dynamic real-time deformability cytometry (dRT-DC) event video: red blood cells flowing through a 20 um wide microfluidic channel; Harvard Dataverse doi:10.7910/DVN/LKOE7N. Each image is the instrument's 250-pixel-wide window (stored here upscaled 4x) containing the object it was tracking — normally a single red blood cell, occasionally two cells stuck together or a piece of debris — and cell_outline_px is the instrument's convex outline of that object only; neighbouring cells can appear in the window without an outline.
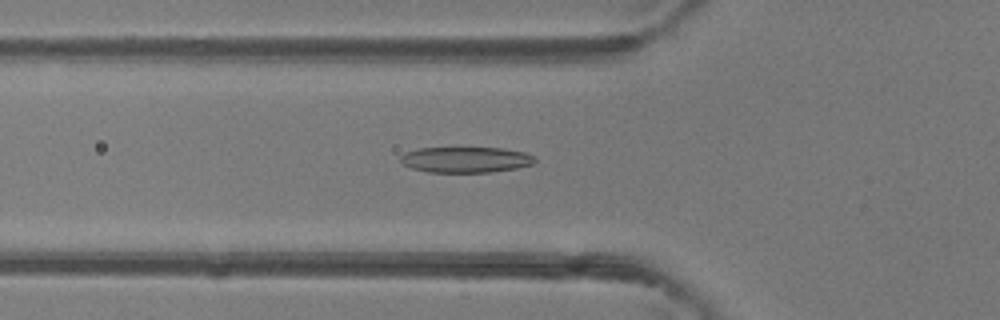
{"species": "common noctule bat (a hibernating species)", "species_latin": "Nyctalus noctula", "temperature_condition": "room temperature", "stored_images_in_passage": 48, "camera_frame_rate_fps": 3000, "um_per_image_px": 0.085, "animal": {"sex": "female"}, "frame": {"image": 1, "passage_image": 17, "time_ms": 5.333, "image_size_px": [1000, 320], "cell_outline_px": [[536, 160], [532, 164], [516, 168], [492, 172], [428, 172], [412, 168], [404, 164], [400, 160], [400, 156], [404, 152], [420, 148], [504, 148], [524, 152], [536, 156]], "centroid_in_image_um": [39.6, 13.57], "position_along_channel_um": 86.2, "area_um2": 20.17}}
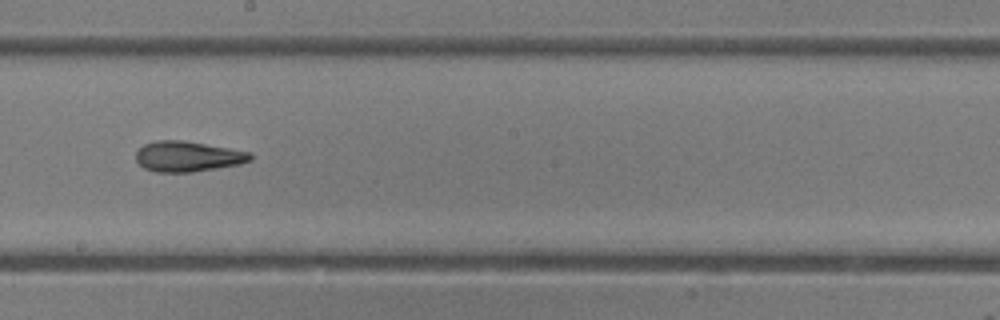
{"frame": {"image": 2, "passage_image": 27, "time_ms": 8.667, "image_size_px": [1000, 320], "cell_outline_px": [[252, 160], [240, 164], [192, 172], [156, 172], [144, 168], [136, 160], [136, 152], [144, 144], [156, 140], [184, 140], [252, 152]], "centroid_in_image_um": [15.97, 13.29], "position_along_channel_um": 232.2, "area_um2": 20.35}}
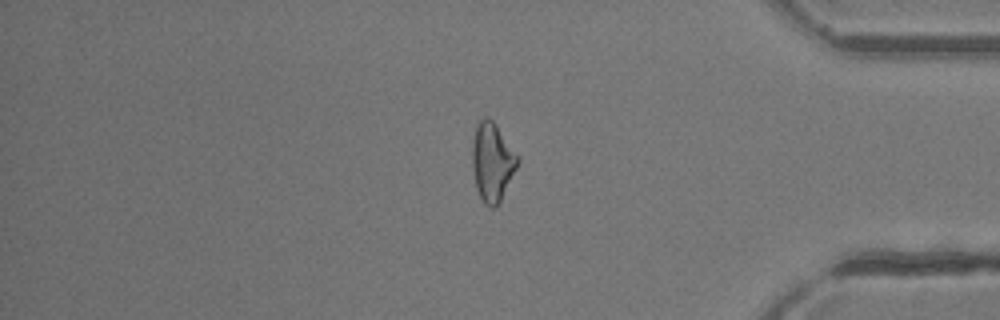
{"frame": {"image": 3, "passage_image": 40, "time_ms": 13.0, "image_size_px": [1000, 320], "cell_outline_px": [[520, 160], [496, 208], [488, 208], [484, 204], [476, 188], [472, 168], [472, 140], [476, 124], [484, 116], [488, 116], [496, 124], [520, 156]], "centroid_in_image_um": [41.83, 13.73], "position_along_channel_um": 393.4, "area_um2": 21.04}}